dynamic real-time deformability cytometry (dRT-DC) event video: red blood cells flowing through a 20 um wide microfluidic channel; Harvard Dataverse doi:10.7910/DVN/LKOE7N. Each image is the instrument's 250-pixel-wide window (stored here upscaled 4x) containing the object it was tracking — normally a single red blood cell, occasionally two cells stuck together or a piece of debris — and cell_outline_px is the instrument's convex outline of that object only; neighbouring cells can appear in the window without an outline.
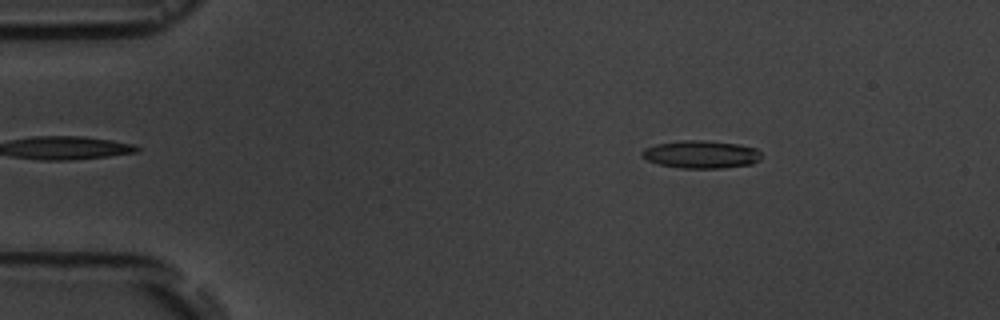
{"species": "common noctule bat (a hibernating species)", "species_latin": "Nyctalus noctula", "temperature_condition": "room temperature", "stored_images_in_passage": 4, "camera_frame_rate_fps": 3000, "um_per_image_px": 0.085, "animal": {"sex": "male", "body_mass_g": 19.5, "forearm_length_mm": 54.6}, "frame": {"image": 1, "passage_image": 2, "time_ms": 1.0, "image_size_px": [1000, 320], "cell_outline_px": [[760, 160], [752, 164], [720, 168], [680, 168], [660, 164], [648, 160], [640, 156], [640, 152], [644, 148], [656, 144], [680, 140], [704, 140], [736, 144], [756, 148], [760, 152]], "centroid_in_image_um": [59.56, 13.12], "position_along_channel_um": 25.4, "area_um2": 19.31}}